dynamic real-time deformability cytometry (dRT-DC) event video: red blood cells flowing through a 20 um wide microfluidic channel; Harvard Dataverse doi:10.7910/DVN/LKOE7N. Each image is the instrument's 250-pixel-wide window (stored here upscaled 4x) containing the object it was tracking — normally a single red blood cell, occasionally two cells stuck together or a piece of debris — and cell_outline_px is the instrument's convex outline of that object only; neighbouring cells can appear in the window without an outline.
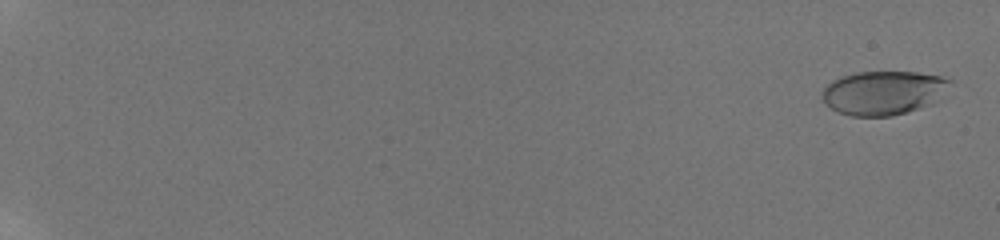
{"species": "human", "species_latin": "Homo sapiens", "temperature_condition": "room temperature", "stored_images_in_passage": 36, "camera_frame_rate_fps": 3000, "um_per_image_px": 0.085, "donor": {"sex": "male"}, "frame": {"image": 1, "passage_image": 3, "time_ms": 0.333, "image_size_px": [1000, 240], "cell_outline_px": [[952, 80], [932, 104], [908, 112], [892, 116], [852, 116], [840, 112], [824, 104], [820, 92], [832, 80], [840, 76], [856, 72], [916, 72], [940, 76]], "centroid_in_image_um": [75.03, 7.88], "position_along_channel_um": 10.0, "area_um2": 32.6}}